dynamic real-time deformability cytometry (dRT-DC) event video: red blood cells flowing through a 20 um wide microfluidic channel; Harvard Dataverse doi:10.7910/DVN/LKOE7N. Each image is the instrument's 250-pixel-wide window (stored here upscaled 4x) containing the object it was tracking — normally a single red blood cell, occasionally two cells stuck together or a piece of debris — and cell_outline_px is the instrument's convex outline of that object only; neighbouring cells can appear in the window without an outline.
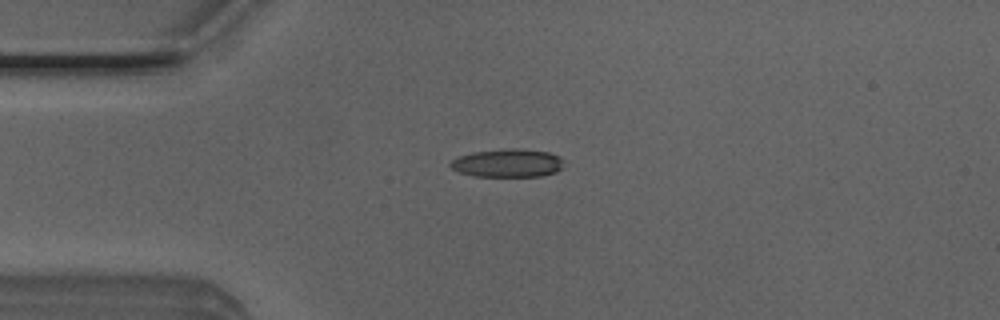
{"species": "Egyptian fruit bat (a non-hibernating species)", "species_latin": "Rousettus aegyptiacus", "temperature_condition": "room temperature", "stored_images_in_passage": 35, "camera_frame_rate_fps": 3000, "um_per_image_px": 0.085, "animal": {"sex": "male"}, "frame": {"image": 1, "passage_image": 1, "time_ms": 0.0, "image_size_px": [1000, 320], "cell_outline_px": [[564, 168], [556, 172], [540, 176], [472, 176], [460, 172], [452, 168], [448, 164], [456, 156], [472, 152], [508, 148], [512, 148], [548, 152], [560, 156]], "centroid_in_image_um": [43.13, 13.86], "position_along_channel_um": 41.9, "area_um2": 18.73}}
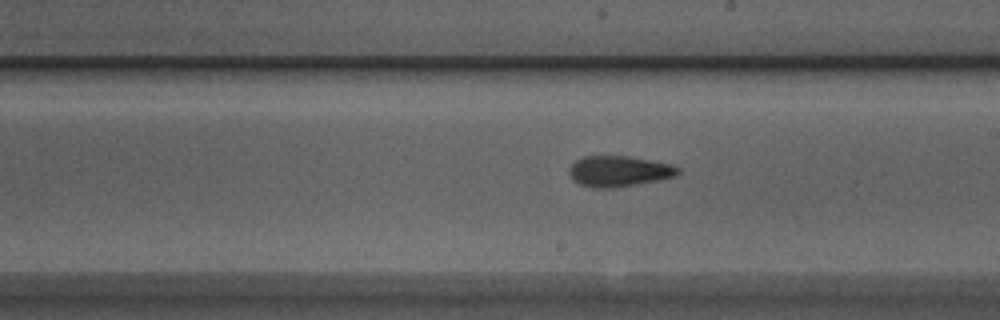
{"frame": {"image": 2, "passage_image": 17, "time_ms": 5.333, "image_size_px": [1000, 320], "cell_outline_px": [[680, 172], [676, 176], [660, 180], [612, 188], [592, 188], [580, 184], [572, 180], [568, 172], [568, 168], [576, 160], [584, 156], [628, 156], [672, 164], [680, 168]], "centroid_in_image_um": [52.6, 14.56], "position_along_channel_um": 236.4, "area_um2": 19.65}}
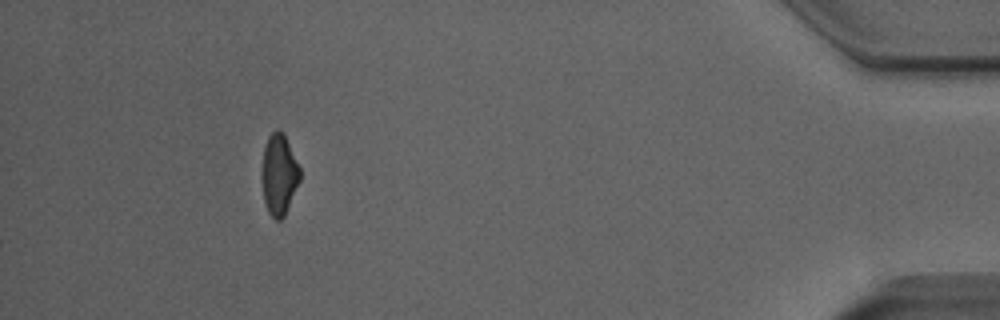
{"frame": {"image": 3, "passage_image": 35, "time_ms": 11.333, "image_size_px": [1000, 320], "cell_outline_px": [[300, 180], [284, 216], [280, 220], [276, 220], [268, 212], [264, 200], [260, 172], [264, 148], [268, 136], [276, 128], [280, 128], [284, 132], [300, 168]], "centroid_in_image_um": [23.7, 14.79], "position_along_channel_um": 411.5, "area_um2": 18.21}, "authors_computed_cell_mechanics": {"area_um2": 18.9006, "velocity_mm_per_s": 4.039, "shape_relaxation_time_tau1_ms": 4.522, "shape_relaxation_time_tau2_ms": 3.8683, "deformation_change_tau1": 0.1477, "deformation_change_tau2": 0.1404}}